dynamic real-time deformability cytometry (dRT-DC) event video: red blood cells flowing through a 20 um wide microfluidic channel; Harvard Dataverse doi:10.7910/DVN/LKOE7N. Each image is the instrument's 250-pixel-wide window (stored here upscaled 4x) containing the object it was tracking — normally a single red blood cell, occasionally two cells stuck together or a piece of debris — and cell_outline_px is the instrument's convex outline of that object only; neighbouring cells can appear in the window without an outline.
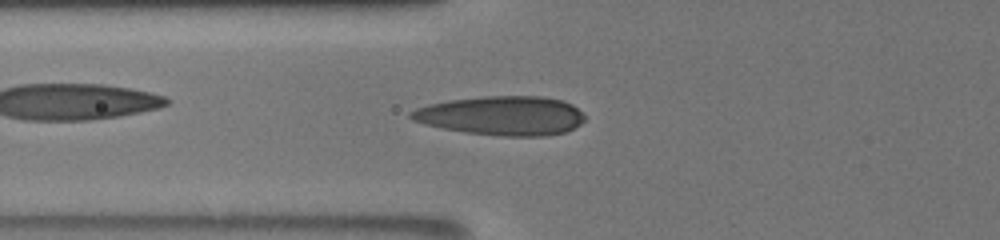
{"species": "human", "species_latin": "Homo sapiens", "temperature_condition": "room temperature", "stored_images_in_passage": 9, "camera_frame_rate_fps": 3000, "um_per_image_px": 0.085, "donor": {"sex": "male"}, "frame": {"image": 1, "passage_image": 8, "time_ms": 2.333, "image_size_px": [1000, 240], "cell_outline_px": [[584, 120], [580, 124], [564, 132], [544, 136], [504, 136], [464, 132], [424, 124], [412, 120], [408, 116], [408, 112], [416, 108], [428, 104], [448, 100], [480, 96], [540, 96], [564, 100], [572, 104], [584, 116]], "centroid_in_image_um": [42.61, 9.82], "position_along_channel_um": 83.2, "area_um2": 39.71}}